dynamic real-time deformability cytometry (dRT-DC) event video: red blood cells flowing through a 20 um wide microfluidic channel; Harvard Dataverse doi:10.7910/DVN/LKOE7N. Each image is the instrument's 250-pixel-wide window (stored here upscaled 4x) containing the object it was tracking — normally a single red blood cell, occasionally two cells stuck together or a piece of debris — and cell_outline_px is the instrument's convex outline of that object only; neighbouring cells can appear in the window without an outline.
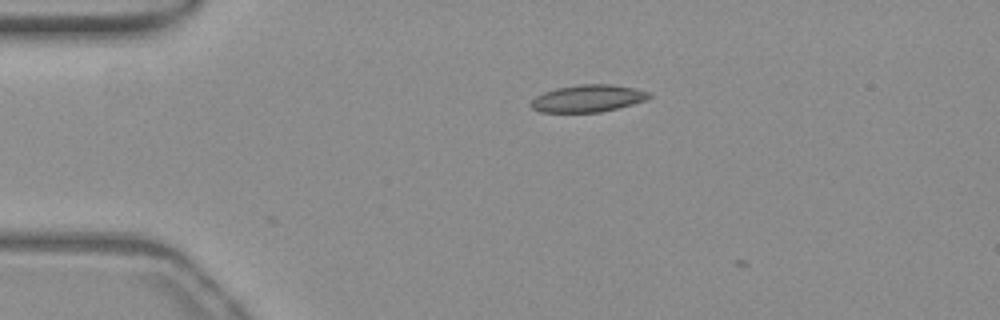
{"species": "common noctule bat (a hibernating species)", "species_latin": "Nyctalus noctula", "temperature_condition": "warm", "stored_images_in_passage": 2, "camera_frame_rate_fps": 3000, "um_per_image_px": 0.085, "animal": {"sex": "female", "body_mass_g": 19.3, "forearm_length_mm": 54.1}, "frame": {"image": 1, "passage_image": 1, "time_ms": 0.0, "image_size_px": [1000, 320], "cell_outline_px": [[652, 96], [644, 100], [632, 104], [600, 112], [540, 112], [532, 108], [528, 104], [536, 96], [544, 92], [556, 88], [580, 84], [612, 84], [636, 88], [652, 92]], "centroid_in_image_um": [49.97, 8.35], "position_along_channel_um": 35.0, "area_um2": 18.79}}